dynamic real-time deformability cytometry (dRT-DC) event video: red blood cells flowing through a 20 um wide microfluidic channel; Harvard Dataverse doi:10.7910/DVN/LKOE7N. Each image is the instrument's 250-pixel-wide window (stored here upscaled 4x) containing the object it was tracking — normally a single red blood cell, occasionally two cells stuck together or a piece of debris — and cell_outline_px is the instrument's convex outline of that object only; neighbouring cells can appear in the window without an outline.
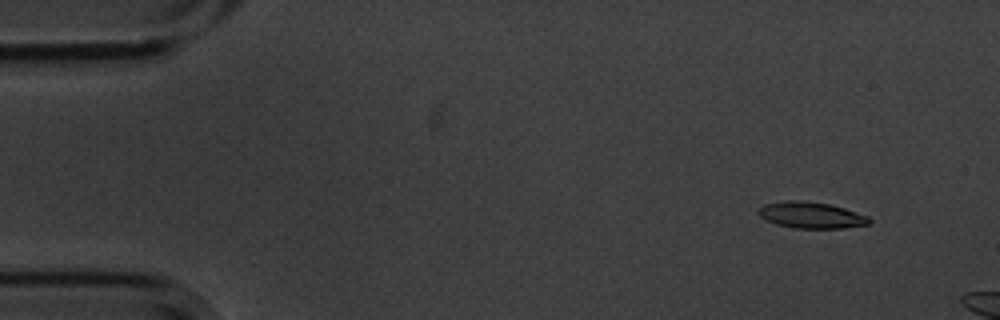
{"species": "common noctule bat (a hibernating species)", "species_latin": "Nyctalus noctula", "temperature_condition": "cold", "stored_images_in_passage": 4, "camera_frame_rate_fps": 3000, "um_per_image_px": 0.085, "animal": {"sex": "male", "body_mass_g": 20.1, "forearm_length_mm": 53.5}, "frame": {"image": 1, "passage_image": 2, "time_ms": 0.333, "image_size_px": [1000, 320], "cell_outline_px": [[872, 220], [868, 224], [844, 228], [796, 228], [776, 224], [760, 216], [756, 212], [764, 204], [784, 200], [796, 200], [828, 204], [844, 208], [868, 216]], "centroid_in_image_um": [68.94, 18.28], "position_along_channel_um": 16.1, "area_um2": 16.82}}